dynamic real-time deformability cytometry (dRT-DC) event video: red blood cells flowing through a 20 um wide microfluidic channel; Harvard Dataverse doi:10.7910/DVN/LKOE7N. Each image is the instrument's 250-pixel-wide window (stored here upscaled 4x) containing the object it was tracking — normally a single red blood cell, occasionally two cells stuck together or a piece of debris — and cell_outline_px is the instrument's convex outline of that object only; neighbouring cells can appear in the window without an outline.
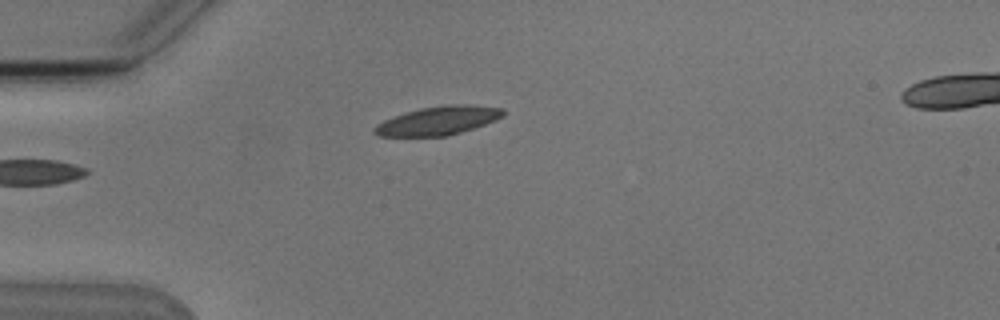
{"species": "Egyptian fruit bat (a non-hibernating species)", "species_latin": "Rousettus aegyptiacus", "temperature_condition": "cold", "stored_images_in_passage": 4, "camera_frame_rate_fps": 3000, "um_per_image_px": 0.085, "animal": {"sex": "male"}, "frame": {"image": 1, "passage_image": 4, "time_ms": 3.667, "image_size_px": [1000, 320], "cell_outline_px": [[504, 116], [496, 120], [448, 136], [380, 136], [372, 132], [372, 128], [376, 124], [384, 120], [420, 108], [448, 104], [468, 104], [504, 108]], "centroid_in_image_um": [37.25, 10.25], "position_along_channel_um": 47.7, "area_um2": 21.39}}